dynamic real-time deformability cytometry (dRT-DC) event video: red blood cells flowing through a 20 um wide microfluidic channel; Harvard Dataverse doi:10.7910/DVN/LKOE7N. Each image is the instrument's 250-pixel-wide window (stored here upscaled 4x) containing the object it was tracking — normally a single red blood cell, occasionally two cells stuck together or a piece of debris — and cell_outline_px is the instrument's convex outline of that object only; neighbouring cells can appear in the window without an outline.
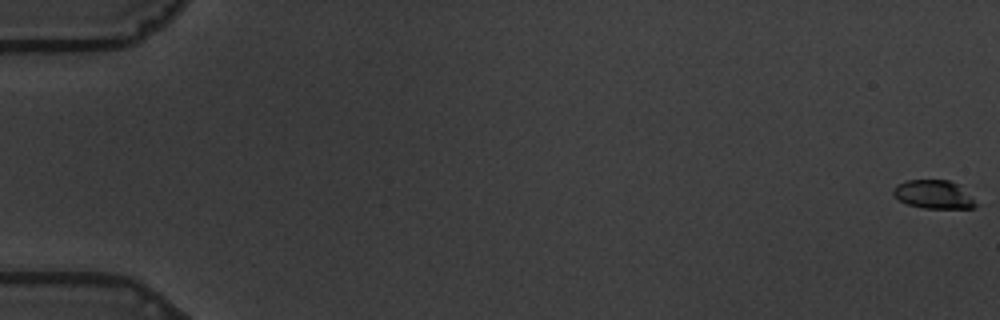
{"species": "common noctule bat (a hibernating species)", "species_latin": "Nyctalus noctula", "temperature_condition": "warm", "stored_images_in_passage": 60, "camera_frame_rate_fps": 3000, "um_per_image_px": 0.085, "animal": {"sex": "male", "body_mass_g": 19.5, "forearm_length_mm": 54.6}, "frame": {"image": 1, "passage_image": 1, "time_ms": 0.0, "image_size_px": [1000, 320], "cell_outline_px": [[976, 208], [924, 208], [908, 204], [900, 200], [892, 192], [892, 188], [896, 184], [908, 180], [948, 180], [960, 184], [972, 196], [976, 204]], "centroid_in_image_um": [79.38, 16.51], "position_along_channel_um": 5.6, "area_um2": 13.76}}
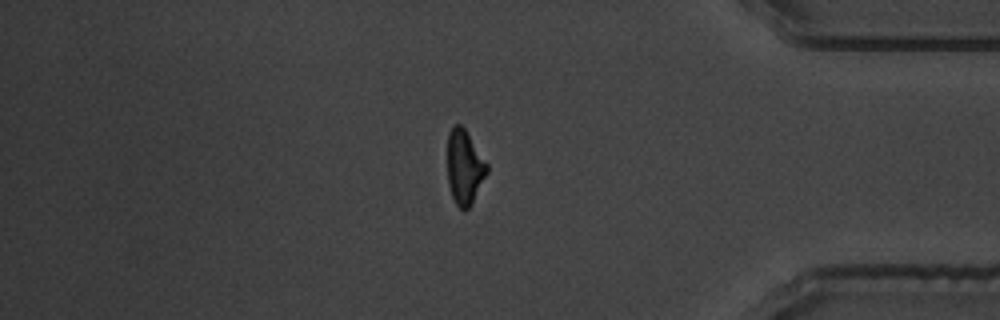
{"frame": {"image": 2, "passage_image": 51, "time_ms": 16.667, "image_size_px": [1000, 320], "cell_outline_px": [[488, 172], [472, 204], [464, 212], [456, 204], [452, 196], [448, 184], [448, 132], [456, 124], [460, 124], [464, 128], [488, 164]], "centroid_in_image_um": [39.49, 14.24], "position_along_channel_um": 395.7, "area_um2": 17.11}}
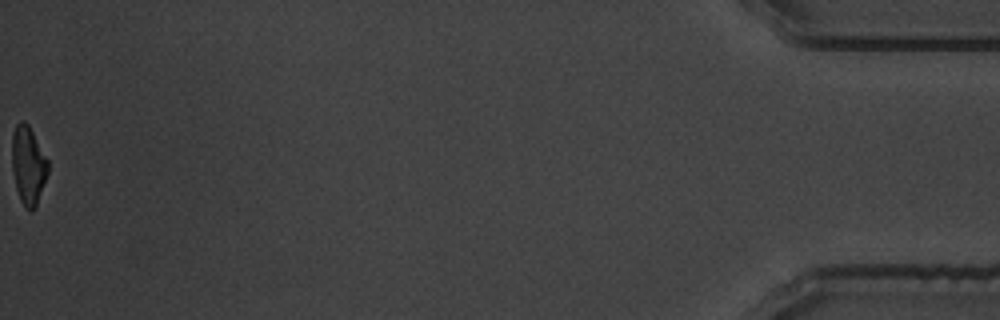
{"frame": {"image": 3, "passage_image": 60, "time_ms": 19.667, "image_size_px": [1000, 320], "cell_outline_px": [[48, 172], [36, 204], [32, 212], [24, 208], [20, 200], [16, 188], [12, 172], [12, 132], [16, 124], [20, 120], [24, 120], [28, 124], [48, 160]], "centroid_in_image_um": [2.37, 14.03], "position_along_channel_um": 432.8, "area_um2": 16.42}, "authors_computed_cell_mechanics": {"area_um2": 17.3111, "velocity_mm_per_s": 3.56, "shape_relaxation_time_tau1_ms": 4.3211, "shape_relaxation_time_tau2_ms": 3.4209, "deformation_change_tau1": 0.193, "deformation_change_tau2": 0.0907}}